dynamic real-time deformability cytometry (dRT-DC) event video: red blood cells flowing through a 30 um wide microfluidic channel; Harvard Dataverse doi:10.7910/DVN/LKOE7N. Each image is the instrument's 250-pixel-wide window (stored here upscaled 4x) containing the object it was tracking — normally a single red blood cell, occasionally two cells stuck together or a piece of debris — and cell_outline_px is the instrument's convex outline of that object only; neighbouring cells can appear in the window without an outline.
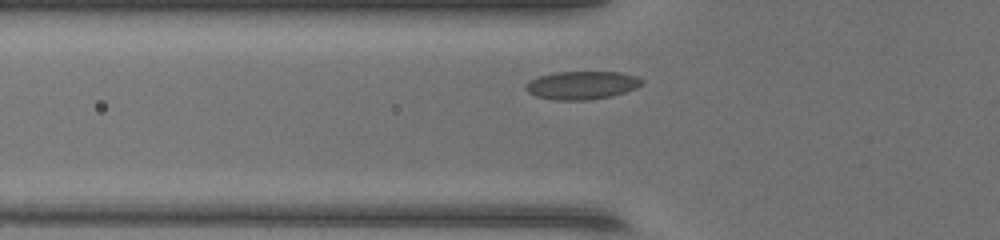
{"species": "common noctule bat (a hibernating species)", "species_latin": "Nyctalus noctula", "temperature_condition": "warm", "stored_images_in_passage": 30, "camera_frame_rate_fps": 3000, "um_per_image_px": 0.085, "animal": {"sex": "female", "body_mass_g": 17.0, "forearm_length_mm": 48.0}, "frame": {"image": 1, "passage_image": 5, "time_ms": 1.333, "image_size_px": [1000, 240], "cell_outline_px": [[644, 84], [636, 88], [612, 96], [588, 100], [556, 100], [536, 96], [528, 92], [524, 88], [524, 84], [540, 76], [556, 72], [620, 72], [636, 76], [644, 80]], "centroid_in_image_um": [49.48, 7.24], "position_along_channel_um": 76.3, "area_um2": 19.07}}
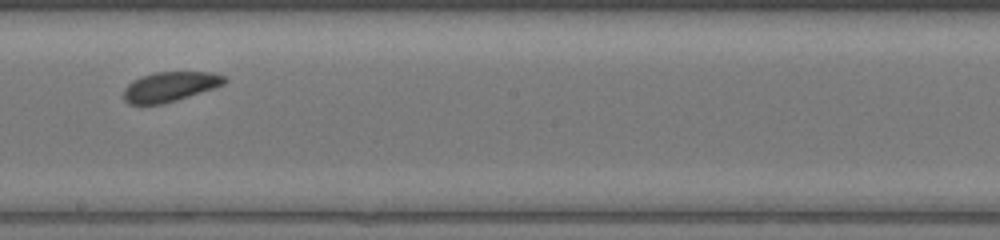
{"frame": {"image": 2, "passage_image": 16, "time_ms": 5.0, "image_size_px": [1000, 240], "cell_outline_px": [[228, 80], [224, 84], [176, 100], [160, 104], [128, 104], [124, 100], [124, 88], [132, 80], [140, 76], [156, 72], [216, 72], [224, 76]], "centroid_in_image_um": [14.43, 7.35], "position_along_channel_um": 233.8, "area_um2": 17.4}}
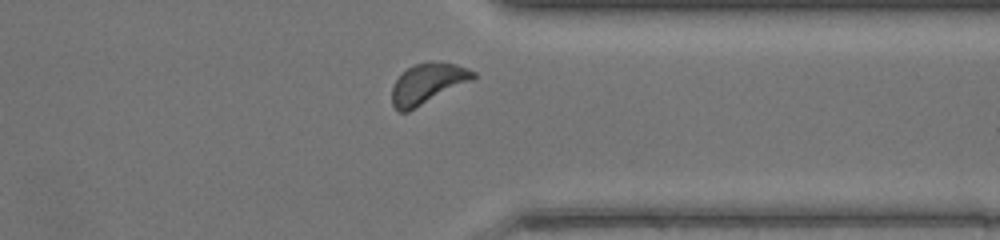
{"frame": {"image": 3, "passage_image": 26, "time_ms": 8.333, "image_size_px": [1000, 240], "cell_outline_px": [[476, 76], [472, 80], [408, 112], [400, 112], [392, 104], [392, 88], [396, 80], [408, 68], [416, 64], [428, 60], [436, 60], [456, 64], [468, 68], [476, 72]], "centroid_in_image_um": [36.37, 7.08], "position_along_channel_um": 375.0, "area_um2": 19.13}, "authors_computed_cell_mechanics": {"area_um2": 18.1492, "velocity_mm_per_s": 4.2932, "shape_relaxation_time_tau1_ms": 1.5128, "shape_relaxation_time_tau2_ms": 2.7436, "deformation_change_tau1": 0.0476, "deformation_change_tau2": 0.0818}}